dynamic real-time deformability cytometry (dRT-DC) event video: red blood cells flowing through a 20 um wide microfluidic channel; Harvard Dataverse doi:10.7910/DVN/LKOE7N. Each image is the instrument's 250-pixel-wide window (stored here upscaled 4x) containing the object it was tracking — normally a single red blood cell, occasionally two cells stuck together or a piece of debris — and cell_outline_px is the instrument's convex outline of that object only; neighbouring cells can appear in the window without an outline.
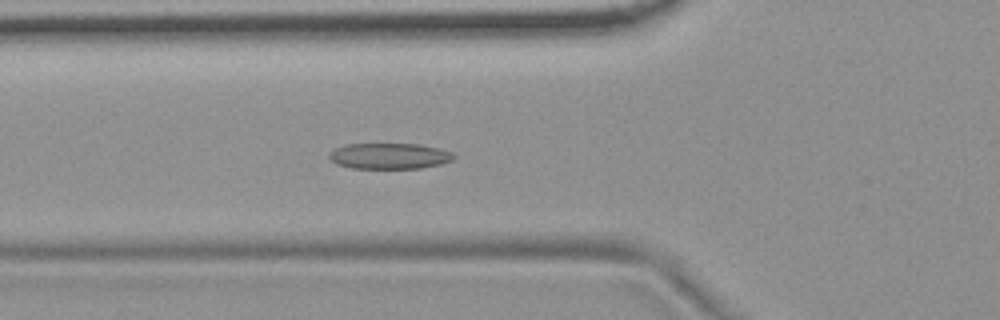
{"species": "common noctule bat (a hibernating species)", "species_latin": "Nyctalus noctula", "temperature_condition": "room temperature", "stored_images_in_passage": 6, "camera_frame_rate_fps": 3000, "um_per_image_px": 0.085, "animal": {"sex": "female", "body_mass_g": 19.9}, "frame": {"image": 1, "passage_image": 6, "time_ms": 1.667, "image_size_px": [1000, 320], "cell_outline_px": [[456, 156], [452, 160], [440, 164], [420, 168], [352, 168], [336, 164], [328, 160], [328, 152], [336, 148], [348, 144], [420, 144], [452, 152]], "centroid_in_image_um": [33.05, 13.26], "position_along_channel_um": 92.7, "area_um2": 18.79}}